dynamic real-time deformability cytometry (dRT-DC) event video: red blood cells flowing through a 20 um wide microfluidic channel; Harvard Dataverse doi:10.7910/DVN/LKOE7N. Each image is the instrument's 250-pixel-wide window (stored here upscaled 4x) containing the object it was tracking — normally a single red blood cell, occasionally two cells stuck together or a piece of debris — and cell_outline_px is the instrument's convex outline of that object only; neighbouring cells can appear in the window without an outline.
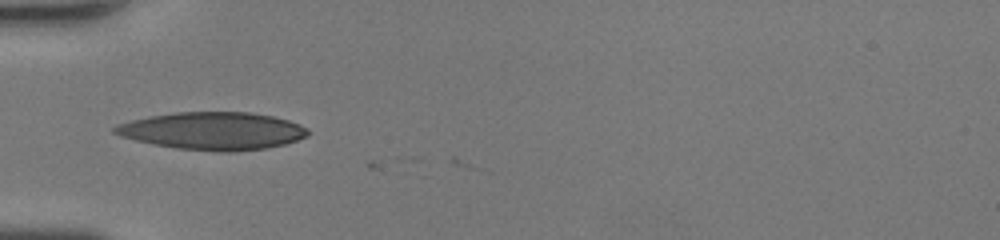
{"species": "human", "species_latin": "Homo sapiens", "temperature_condition": "room temperature", "stored_images_in_passage": 12, "camera_frame_rate_fps": 3000, "um_per_image_px": 0.085, "donor": {"sex": "female"}, "frame": {"image": 1, "passage_image": 1, "time_ms": 0.0, "image_size_px": [1000, 240], "cell_outline_px": [[308, 136], [284, 144], [268, 148], [232, 152], [216, 152], [176, 148], [152, 144], [120, 136], [112, 132], [112, 128], [116, 124], [148, 116], [176, 112], [252, 112], [272, 116], [288, 120], [300, 124], [308, 128]], "centroid_in_image_um": [18.07, 11.13], "position_along_channel_um": 66.9, "area_um2": 42.6}}
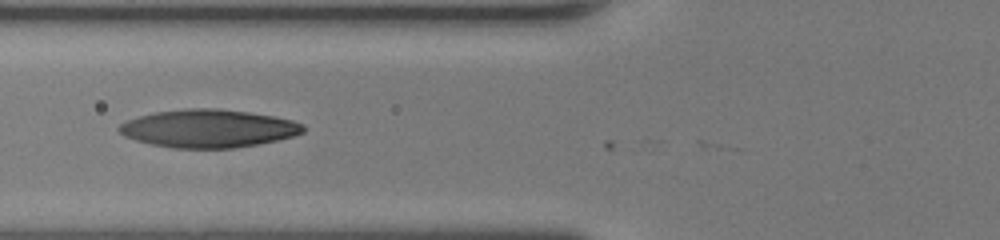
{"frame": {"image": 2, "passage_image": 4, "time_ms": 1.0, "image_size_px": [1000, 240], "cell_outline_px": [[304, 132], [292, 136], [276, 140], [256, 144], [232, 148], [172, 148], [152, 144], [136, 140], [124, 136], [116, 128], [120, 124], [128, 120], [152, 112], [184, 108], [220, 108], [248, 112], [272, 116], [292, 120], [304, 124]], "centroid_in_image_um": [17.68, 10.91], "position_along_channel_um": 108.1, "area_um2": 40.69}}
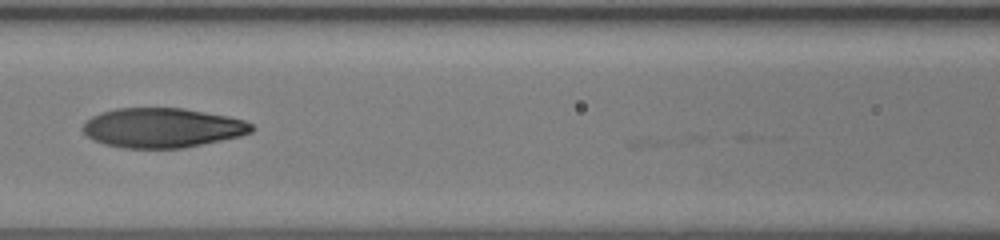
{"frame": {"image": 3, "passage_image": 7, "time_ms": 2.0, "image_size_px": [1000, 240], "cell_outline_px": [[256, 128], [252, 132], [240, 136], [184, 148], [124, 148], [104, 144], [88, 136], [84, 132], [84, 124], [92, 116], [100, 112], [116, 108], [184, 108], [228, 116], [244, 120], [252, 124]], "centroid_in_image_um": [13.84, 10.86], "position_along_channel_um": 152.8, "area_um2": 38.9}}